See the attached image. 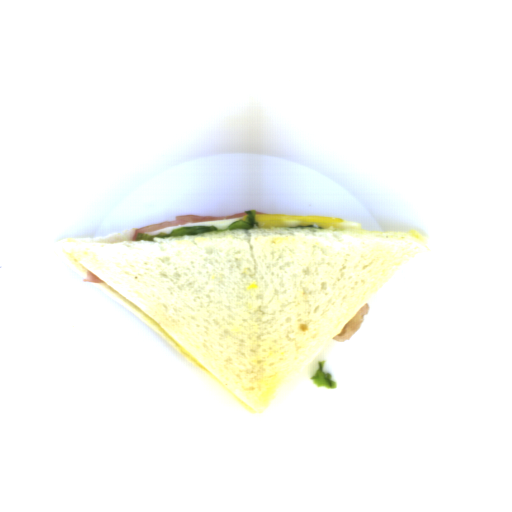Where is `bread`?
Here are the masks:
<instances>
[{
  "mask_svg": "<svg viewBox=\"0 0 512 512\" xmlns=\"http://www.w3.org/2000/svg\"><path fill=\"white\" fill-rule=\"evenodd\" d=\"M136 229L54 250L256 415L314 377L329 342L430 241L279 226L131 240Z\"/></svg>",
  "mask_w": 512,
  "mask_h": 512,
  "instance_id": "8d2b1439",
  "label": "bread"
}]
</instances>
